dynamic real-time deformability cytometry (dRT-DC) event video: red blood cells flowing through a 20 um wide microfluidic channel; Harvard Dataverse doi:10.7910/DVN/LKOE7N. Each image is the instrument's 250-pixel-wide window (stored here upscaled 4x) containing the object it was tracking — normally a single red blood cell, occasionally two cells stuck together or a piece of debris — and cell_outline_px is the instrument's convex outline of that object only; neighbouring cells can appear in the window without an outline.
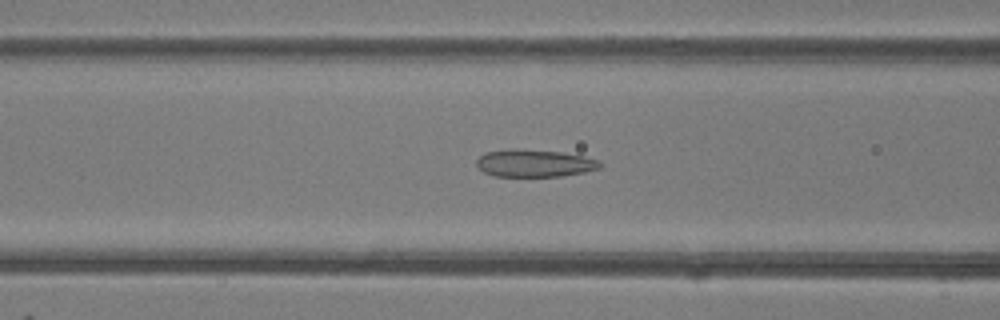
{"species": "common noctule bat (a hibernating species)", "species_latin": "Nyctalus noctula", "temperature_condition": "room temperature", "stored_images_in_passage": 49, "camera_frame_rate_fps": 3000, "um_per_image_px": 0.085, "animal": {"sex": "female"}, "frame": {"image": 1, "passage_image": 19, "time_ms": 6.0, "image_size_px": [1000, 320], "cell_outline_px": [[604, 164], [600, 168], [584, 172], [560, 176], [492, 176], [484, 172], [476, 164], [476, 160], [480, 156], [488, 152], [516, 148], [560, 152], [584, 156], [600, 160]], "centroid_in_image_um": [45.46, 13.87], "position_along_channel_um": 121.1, "area_um2": 19.71}}
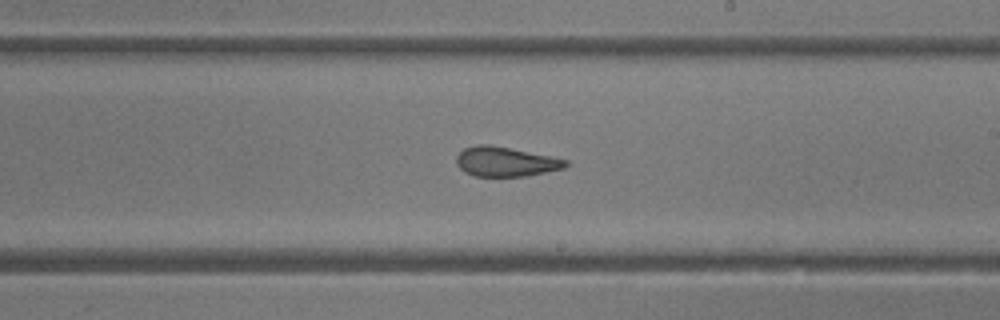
{"frame": {"image": 2, "passage_image": 28, "time_ms": 9.0, "image_size_px": [1000, 320], "cell_outline_px": [[568, 164], [564, 168], [528, 176], [476, 176], [464, 172], [456, 164], [456, 156], [464, 148], [476, 144], [488, 144], [552, 156], [568, 160]], "centroid_in_image_um": [42.97, 13.74], "position_along_channel_um": 246.0, "area_um2": 18.9}}
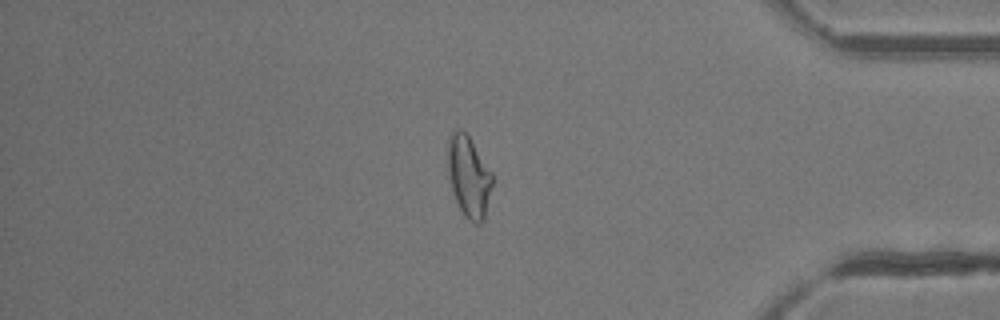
{"frame": {"image": 3, "passage_image": 41, "time_ms": 13.333, "image_size_px": [1000, 320], "cell_outline_px": [[492, 184], [484, 220], [480, 224], [476, 224], [468, 220], [464, 216], [456, 200], [448, 176], [448, 140], [452, 132], [456, 128], [460, 128], [468, 136], [492, 172]], "centroid_in_image_um": [39.84, 15.02], "position_along_channel_um": 395.4, "area_um2": 20.87}, "authors_computed_cell_mechanics": {"area_um2": 21.0392, "velocity_mm_per_s": 4.1658, "shape_relaxation_time_tau1_ms": null, "shape_relaxation_time_tau2_ms": 1.9241, "deformation_change_tau1": null, "deformation_change_tau2": 0.0939}}